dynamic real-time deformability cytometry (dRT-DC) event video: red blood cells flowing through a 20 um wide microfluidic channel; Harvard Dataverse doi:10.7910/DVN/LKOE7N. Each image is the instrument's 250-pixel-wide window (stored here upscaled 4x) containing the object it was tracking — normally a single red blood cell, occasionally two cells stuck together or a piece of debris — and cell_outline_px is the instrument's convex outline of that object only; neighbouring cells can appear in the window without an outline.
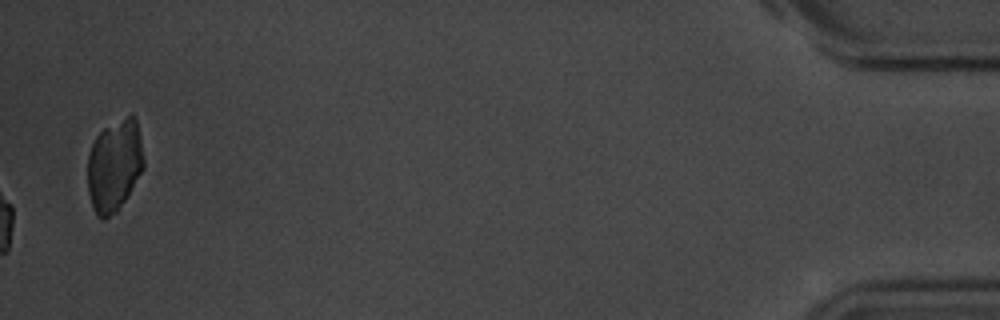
{"species": "common noctule bat (a hibernating species)", "species_latin": "Nyctalus noctula", "temperature_condition": "room temperature", "stored_images_in_passage": 15, "camera_frame_rate_fps": 3000, "um_per_image_px": 0.085, "animal": {"sex": "male", "body_mass_g": 20.1, "forearm_length_mm": 53.5}, "frame": {"image": 1, "passage_image": 15, "time_ms": 17.0, "image_size_px": [1000, 320], "cell_outline_px": [[144, 168], [124, 200], [116, 212], [104, 220], [100, 220], [96, 216], [88, 192], [88, 156], [92, 144], [96, 136], [104, 128], [132, 112], [136, 116], [144, 160]], "centroid_in_image_um": [9.72, 14.05], "position_along_channel_um": 425.5, "area_um2": 30.11}, "authors_computed_cell_mechanics": {"area_um2": 19.1896, "velocity_mm_per_s": 3.5116, "shape_relaxation_time_tau1_ms": 1.1993, "shape_relaxation_time_tau2_ms": 1.853, "deformation_change_tau1": 0.0618, "deformation_change_tau2": 0.0675}}